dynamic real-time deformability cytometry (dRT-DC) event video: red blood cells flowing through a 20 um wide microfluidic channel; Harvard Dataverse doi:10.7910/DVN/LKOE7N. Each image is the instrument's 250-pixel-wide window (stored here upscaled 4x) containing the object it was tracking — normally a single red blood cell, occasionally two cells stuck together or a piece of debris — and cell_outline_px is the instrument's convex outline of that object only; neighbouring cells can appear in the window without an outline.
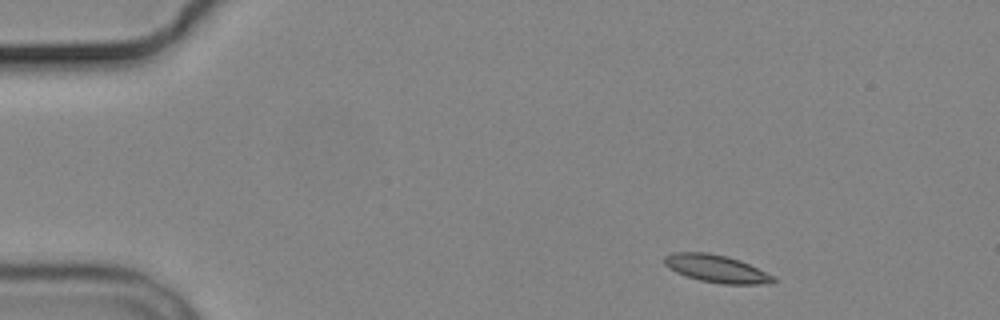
{"species": "common noctule bat (a hibernating species)", "species_latin": "Nyctalus noctula", "temperature_condition": "cold", "stored_images_in_passage": 3, "segment_of_instrument_passage": [2, 2], "camera_frame_rate_fps": 3000, "um_per_image_px": 0.085, "animal": {"sex": "male", "body_mass_g": 19.2, "forearm_length_mm": 51.8}, "frame": {"image": 1, "passage_image": 3, "time_ms": 3.333, "image_size_px": [1000, 320], "cell_outline_px": [[776, 280], [772, 284], [720, 284], [700, 280], [676, 272], [668, 268], [664, 264], [664, 256], [676, 252], [708, 252], [728, 256], [740, 260], [776, 276]], "centroid_in_image_um": [60.94, 22.84], "position_along_channel_um": 24.1, "area_um2": 17.69}}